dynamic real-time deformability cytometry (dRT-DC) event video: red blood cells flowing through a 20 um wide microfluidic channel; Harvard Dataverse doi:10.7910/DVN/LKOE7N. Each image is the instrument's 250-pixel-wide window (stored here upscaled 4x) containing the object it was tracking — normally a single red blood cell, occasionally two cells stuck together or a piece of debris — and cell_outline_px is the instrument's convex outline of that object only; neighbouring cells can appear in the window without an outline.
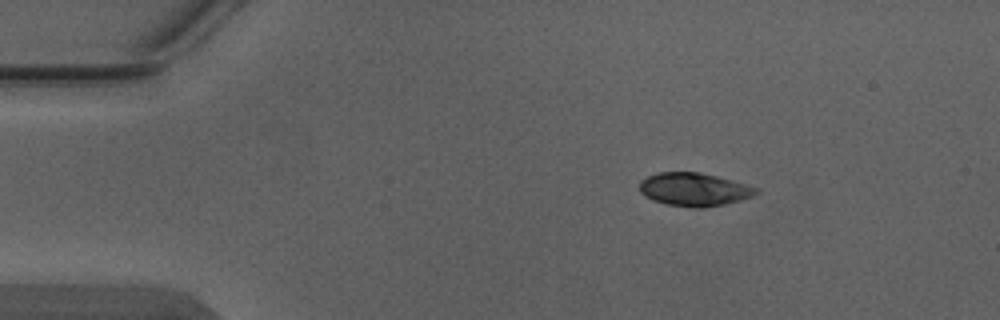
{"species": "Egyptian fruit bat (a non-hibernating species)", "species_latin": "Rousettus aegyptiacus", "temperature_condition": "warm", "stored_images_in_passage": 2, "camera_frame_rate_fps": 3000, "um_per_image_px": 0.085, "animal": {"sex": "male"}, "frame": {"image": 1, "passage_image": 1, "time_ms": 0.0, "image_size_px": [1000, 320], "cell_outline_px": [[760, 192], [752, 196], [740, 200], [724, 204], [704, 208], [696, 208], [668, 204], [652, 200], [644, 196], [640, 192], [640, 180], [648, 176], [660, 172], [700, 172], [716, 176], [744, 184], [756, 188]], "centroid_in_image_um": [58.97, 16.1], "position_along_channel_um": 26.0, "area_um2": 22.37}}